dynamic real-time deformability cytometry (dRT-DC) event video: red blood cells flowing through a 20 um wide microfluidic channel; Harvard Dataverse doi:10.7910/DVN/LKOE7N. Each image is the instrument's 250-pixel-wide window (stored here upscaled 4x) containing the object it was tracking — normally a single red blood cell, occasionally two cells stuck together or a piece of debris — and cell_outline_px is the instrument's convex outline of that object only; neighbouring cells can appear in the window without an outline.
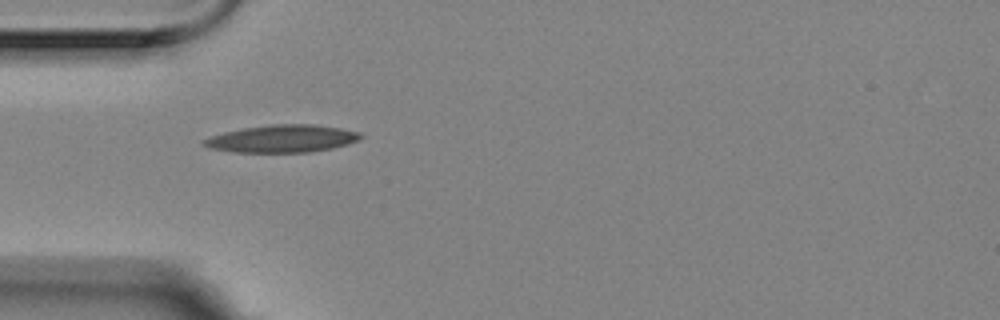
{"species": "Egyptian fruit bat (a non-hibernating species)", "species_latin": "Rousettus aegyptiacus", "temperature_condition": "room temperature", "stored_images_in_passage": 6, "camera_frame_rate_fps": 3000, "um_per_image_px": 0.085, "animal": {"sex": "female"}, "frame": {"image": 1, "passage_image": 5, "time_ms": 1.333, "image_size_px": [1000, 320], "cell_outline_px": [[364, 136], [348, 144], [332, 148], [308, 152], [232, 152], [212, 148], [200, 144], [200, 140], [224, 132], [244, 128], [272, 124], [316, 124], [340, 128], [360, 132]], "centroid_in_image_um": [23.97, 11.78], "position_along_channel_um": 61.0, "area_um2": 25.09}}
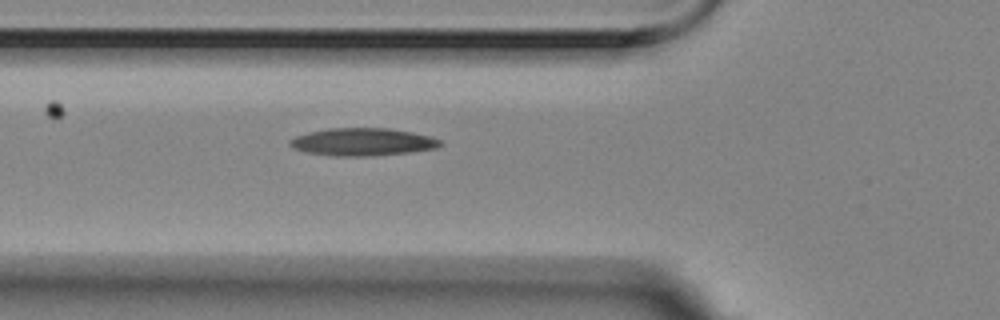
{"frame": {"image": 2, "passage_image": 6, "time_ms": 1.667, "image_size_px": [1000, 320], "cell_outline_px": [[444, 144], [436, 148], [412, 152], [372, 156], [332, 156], [308, 152], [292, 148], [288, 144], [288, 140], [296, 136], [308, 132], [328, 128], [388, 128], [412, 132], [432, 136], [440, 140]], "centroid_in_image_um": [30.83, 12.06], "position_along_channel_um": 95.0, "area_um2": 24.45}}